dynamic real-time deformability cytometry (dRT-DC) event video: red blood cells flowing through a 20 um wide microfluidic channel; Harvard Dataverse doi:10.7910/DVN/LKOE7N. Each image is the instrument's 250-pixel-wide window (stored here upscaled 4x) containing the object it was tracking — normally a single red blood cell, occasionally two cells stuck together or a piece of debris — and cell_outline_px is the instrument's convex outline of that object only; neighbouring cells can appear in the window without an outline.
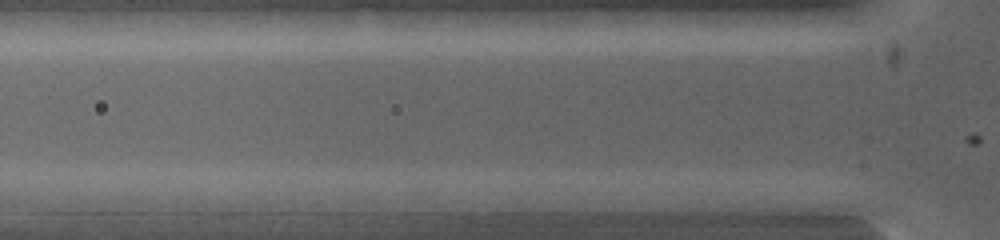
{"species": "common noctule bat (a hibernating species)", "species_latin": "Nyctalus noctula", "temperature_condition": "warm", "stored_images_in_passage": 5, "segment_of_instrument_passage": [2, 2], "camera_frame_rate_fps": 5000, "um_per_image_px": 0.085, "animal": {"sex": "female", "body_mass_g": 19.0, "forearm_length_mm": 53.3}, "frame": {"image": 1, "passage_image": 4, "time_ms": 0.4, "image_size_px": [1000, 240], "cell_outline_px": [[384, 208], [380, 212], [248, 212], [252, 200], [256, 192], [376, 192], [384, 200]], "centroid_in_image_um": [26.93, 17.18], "position_along_channel_um": 98.9, "area_um2": 18.84}}